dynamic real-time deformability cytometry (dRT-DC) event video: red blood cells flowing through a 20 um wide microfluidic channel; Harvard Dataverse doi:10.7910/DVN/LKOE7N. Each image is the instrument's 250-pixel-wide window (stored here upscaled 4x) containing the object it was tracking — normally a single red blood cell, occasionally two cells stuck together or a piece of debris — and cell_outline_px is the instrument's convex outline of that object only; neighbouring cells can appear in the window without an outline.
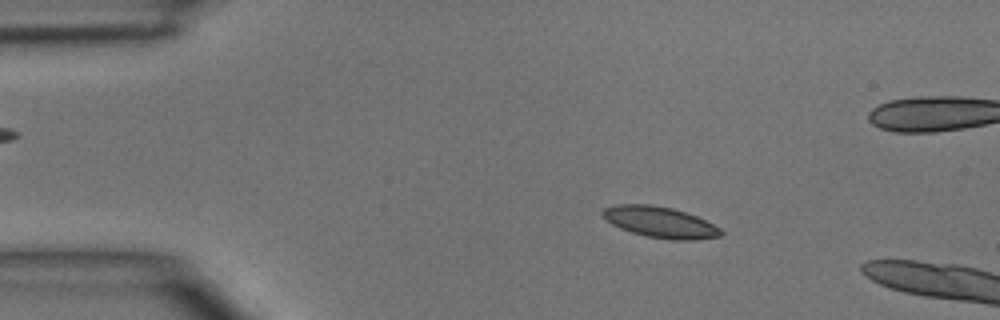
{"species": "common noctule bat (a hibernating species)", "species_latin": "Nyctalus noctula", "temperature_condition": "room temperature", "stored_images_in_passage": 6, "camera_frame_rate_fps": 3000, "um_per_image_px": 0.085, "animal": {"sex": "male", "body_mass_g": 15.6}, "frame": {"image": 1, "passage_image": 2, "time_ms": 1.333, "image_size_px": [1000, 320], "cell_outline_px": [[724, 232], [720, 236], [692, 240], [672, 240], [644, 236], [620, 228], [612, 224], [600, 212], [604, 208], [616, 204], [652, 204], [672, 208], [696, 216], [720, 228]], "centroid_in_image_um": [56.09, 18.88], "position_along_channel_um": 28.9, "area_um2": 21.27}}
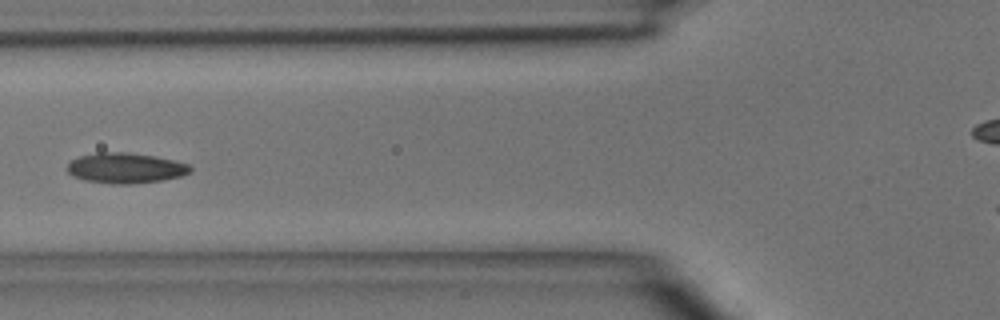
{"frame": {"image": 2, "passage_image": 5, "time_ms": 4.667, "image_size_px": [1000, 320], "cell_outline_px": [[192, 172], [180, 176], [164, 180], [132, 184], [112, 184], [84, 180], [72, 176], [64, 168], [72, 160], [80, 156], [96, 152], [128, 152], [156, 156], [188, 164], [192, 168]], "centroid_in_image_um": [10.65, 14.28], "position_along_channel_um": 115.2, "area_um2": 22.02}}